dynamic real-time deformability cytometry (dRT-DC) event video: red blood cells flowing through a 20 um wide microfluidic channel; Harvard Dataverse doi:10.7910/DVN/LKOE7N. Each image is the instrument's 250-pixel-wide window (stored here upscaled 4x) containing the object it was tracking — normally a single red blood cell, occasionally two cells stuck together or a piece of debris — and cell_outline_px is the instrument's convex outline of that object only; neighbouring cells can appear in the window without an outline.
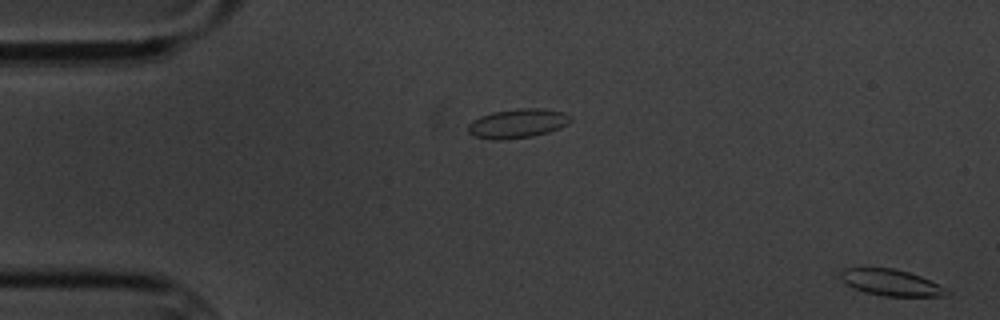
{"species": "common noctule bat (a hibernating species)", "species_latin": "Nyctalus noctula", "temperature_condition": "cold", "stored_images_in_passage": 4, "segment_of_instrument_passage": [2, 2], "camera_frame_rate_fps": 3000, "um_per_image_px": 0.085, "animal": {"sex": "male", "body_mass_g": 20.1, "forearm_length_mm": 53.5}, "frame": {"image": 1, "passage_image": 4, "time_ms": 4.333, "image_size_px": [1000, 320], "cell_outline_px": [[952, 292], [948, 296], [884, 296], [864, 292], [848, 284], [840, 276], [840, 272], [844, 268], [892, 268], [908, 272], [920, 276]], "centroid_in_image_um": [75.76, 24.03], "position_along_channel_um": 9.2, "area_um2": 15.95}}